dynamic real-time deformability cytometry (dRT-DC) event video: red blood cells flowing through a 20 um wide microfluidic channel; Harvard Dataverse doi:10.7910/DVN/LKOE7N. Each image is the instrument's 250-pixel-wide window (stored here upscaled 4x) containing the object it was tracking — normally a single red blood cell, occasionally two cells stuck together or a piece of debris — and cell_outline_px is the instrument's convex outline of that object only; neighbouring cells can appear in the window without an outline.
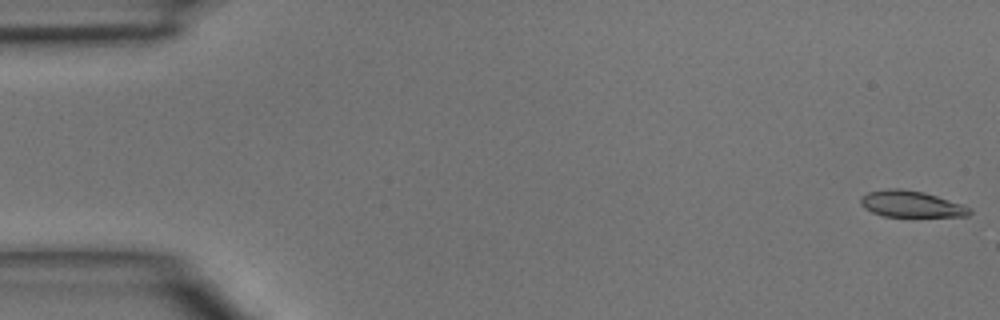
{"species": "common noctule bat (a hibernating species)", "species_latin": "Nyctalus noctula", "temperature_condition": "room temperature", "stored_images_in_passage": 16, "camera_frame_rate_fps": 3000, "um_per_image_px": 0.085, "animal": {"sex": "male", "body_mass_g": 15.6}, "frame": {"image": 1, "passage_image": 1, "time_ms": 0.0, "image_size_px": [1000, 320], "cell_outline_px": [[972, 212], [968, 216], [884, 216], [872, 212], [864, 208], [860, 204], [860, 196], [868, 192], [888, 188], [900, 188], [924, 192], [964, 204], [972, 208]], "centroid_in_image_um": [77.46, 17.33], "position_along_channel_um": 7.5, "area_um2": 16.88}}
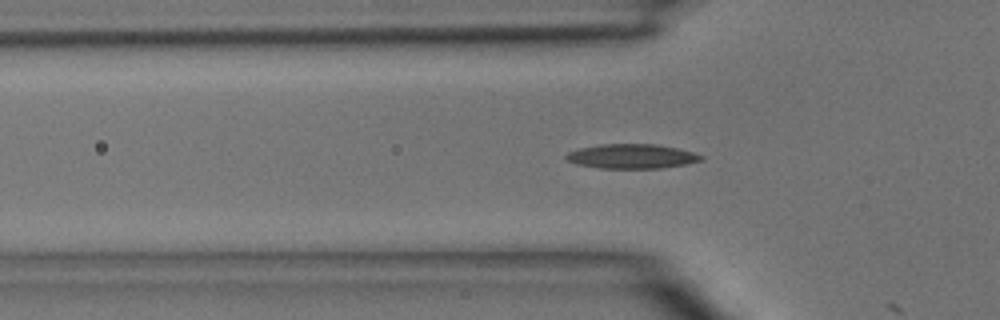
{"frame": {"image": 2, "passage_image": 15, "time_ms": 4.667, "image_size_px": [1000, 320], "cell_outline_px": [[704, 160], [684, 164], [660, 168], [600, 168], [576, 164], [568, 160], [564, 156], [568, 152], [580, 148], [600, 144], [656, 144], [676, 148], [692, 152], [704, 156]], "centroid_in_image_um": [53.69, 13.28], "position_along_channel_um": 72.1, "area_um2": 19.13}}